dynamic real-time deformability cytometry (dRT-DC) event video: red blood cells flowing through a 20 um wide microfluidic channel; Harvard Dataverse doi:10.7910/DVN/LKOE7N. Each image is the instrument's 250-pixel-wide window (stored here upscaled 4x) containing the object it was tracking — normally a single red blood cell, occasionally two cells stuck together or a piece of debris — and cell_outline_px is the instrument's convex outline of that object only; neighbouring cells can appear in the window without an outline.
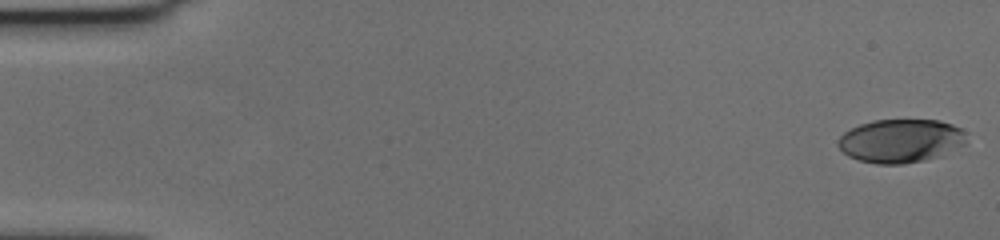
{"species": "human", "species_latin": "Homo sapiens", "temperature_condition": "cold", "stored_images_in_passage": 59, "camera_frame_rate_fps": 3000, "um_per_image_px": 0.085, "donor": {"sex": "female"}, "frame": {"image": 1, "passage_image": 1, "time_ms": 0.0, "image_size_px": [1000, 240], "cell_outline_px": [[964, 144], [936, 156], [924, 160], [904, 164], [876, 164], [860, 160], [848, 156], [836, 144], [840, 136], [844, 132], [860, 124], [872, 120], [940, 120], [952, 124], [960, 128], [964, 132]], "centroid_in_image_um": [76.5, 11.96], "position_along_channel_um": 8.5, "area_um2": 32.19}}
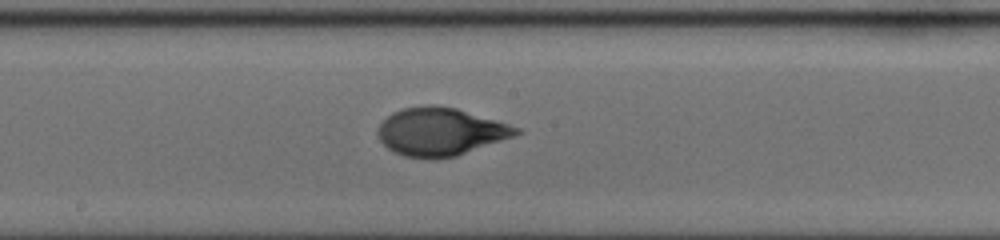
{"frame": {"image": 2, "passage_image": 32, "time_ms": 10.333, "image_size_px": [1000, 240], "cell_outline_px": [[524, 132], [456, 156], [436, 160], [432, 160], [404, 156], [388, 148], [380, 140], [376, 132], [380, 124], [392, 112], [400, 108], [424, 104], [436, 104], [456, 108], [508, 124], [520, 128]], "centroid_in_image_um": [37.4, 11.19], "position_along_channel_um": 210.8, "area_um2": 38.73}}
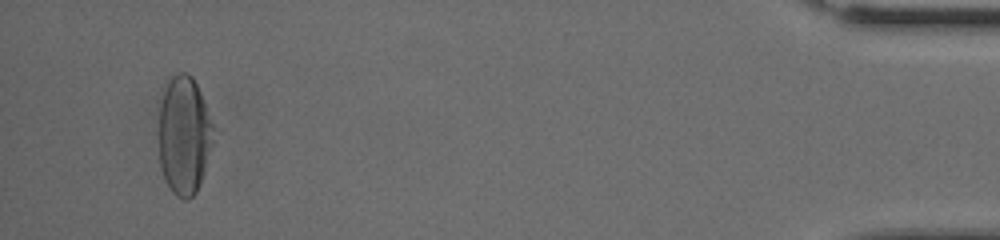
{"frame": {"image": 3, "passage_image": 56, "time_ms": 18.333, "image_size_px": [1000, 240], "cell_outline_px": [[216, 128], [212, 144], [200, 184], [196, 192], [188, 200], [184, 200], [176, 196], [172, 192], [164, 176], [160, 164], [160, 108], [164, 92], [168, 80], [172, 76], [180, 72], [188, 72], [192, 76], [200, 92]], "centroid_in_image_um": [15.68, 11.5], "position_along_channel_um": 419.5, "area_um2": 37.51}, "authors_computed_cell_mechanics": {"area_um2": 37.5122, "velocity_mm_per_s": 3.5492, "shape_relaxation_time_tau1_ms": 3.8381, "shape_relaxation_time_tau2_ms": 0.7421, "deformation_change_tau1": 0.1866, "deformation_change_tau2": 0.0513}}